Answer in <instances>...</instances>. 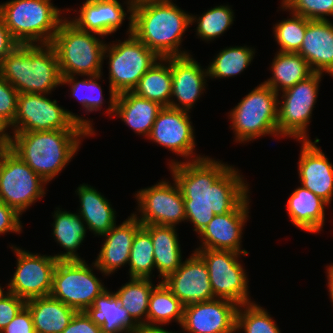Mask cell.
Masks as SVG:
<instances>
[{
  "instance_id": "obj_11",
  "label": "cell",
  "mask_w": 333,
  "mask_h": 333,
  "mask_svg": "<svg viewBox=\"0 0 333 333\" xmlns=\"http://www.w3.org/2000/svg\"><path fill=\"white\" fill-rule=\"evenodd\" d=\"M91 265L92 268L85 260H58L50 296L77 312L91 307L95 299L108 289L93 273V269L99 271L96 264L93 262Z\"/></svg>"
},
{
  "instance_id": "obj_8",
  "label": "cell",
  "mask_w": 333,
  "mask_h": 333,
  "mask_svg": "<svg viewBox=\"0 0 333 333\" xmlns=\"http://www.w3.org/2000/svg\"><path fill=\"white\" fill-rule=\"evenodd\" d=\"M227 114L236 143L262 136L278 137V94L263 82L249 92Z\"/></svg>"
},
{
  "instance_id": "obj_52",
  "label": "cell",
  "mask_w": 333,
  "mask_h": 333,
  "mask_svg": "<svg viewBox=\"0 0 333 333\" xmlns=\"http://www.w3.org/2000/svg\"><path fill=\"white\" fill-rule=\"evenodd\" d=\"M9 293H10L9 290H7V292L4 291L3 287H1V284H0V301H1L5 296H7Z\"/></svg>"
},
{
  "instance_id": "obj_20",
  "label": "cell",
  "mask_w": 333,
  "mask_h": 333,
  "mask_svg": "<svg viewBox=\"0 0 333 333\" xmlns=\"http://www.w3.org/2000/svg\"><path fill=\"white\" fill-rule=\"evenodd\" d=\"M171 73L172 94L169 107L191 112L206 89V79L209 78L207 66L206 69L203 68L191 54L171 57Z\"/></svg>"
},
{
  "instance_id": "obj_4",
  "label": "cell",
  "mask_w": 333,
  "mask_h": 333,
  "mask_svg": "<svg viewBox=\"0 0 333 333\" xmlns=\"http://www.w3.org/2000/svg\"><path fill=\"white\" fill-rule=\"evenodd\" d=\"M0 75L19 94H50L62 85L56 52L50 44H18L0 63Z\"/></svg>"
},
{
  "instance_id": "obj_22",
  "label": "cell",
  "mask_w": 333,
  "mask_h": 333,
  "mask_svg": "<svg viewBox=\"0 0 333 333\" xmlns=\"http://www.w3.org/2000/svg\"><path fill=\"white\" fill-rule=\"evenodd\" d=\"M125 1L123 5L126 4L127 9L118 0H86L80 10L74 9L78 16L68 17V20L78 29L106 37L122 26L127 14H133V7Z\"/></svg>"
},
{
  "instance_id": "obj_33",
  "label": "cell",
  "mask_w": 333,
  "mask_h": 333,
  "mask_svg": "<svg viewBox=\"0 0 333 333\" xmlns=\"http://www.w3.org/2000/svg\"><path fill=\"white\" fill-rule=\"evenodd\" d=\"M132 92L163 107H169L172 94L171 57L157 60Z\"/></svg>"
},
{
  "instance_id": "obj_27",
  "label": "cell",
  "mask_w": 333,
  "mask_h": 333,
  "mask_svg": "<svg viewBox=\"0 0 333 333\" xmlns=\"http://www.w3.org/2000/svg\"><path fill=\"white\" fill-rule=\"evenodd\" d=\"M159 103L137 96L132 91L117 94L114 117L117 116L136 134L148 137L159 111Z\"/></svg>"
},
{
  "instance_id": "obj_9",
  "label": "cell",
  "mask_w": 333,
  "mask_h": 333,
  "mask_svg": "<svg viewBox=\"0 0 333 333\" xmlns=\"http://www.w3.org/2000/svg\"><path fill=\"white\" fill-rule=\"evenodd\" d=\"M48 94H18L17 112L10 126L15 132L86 129L95 136L90 119L78 116L51 100Z\"/></svg>"
},
{
  "instance_id": "obj_50",
  "label": "cell",
  "mask_w": 333,
  "mask_h": 333,
  "mask_svg": "<svg viewBox=\"0 0 333 333\" xmlns=\"http://www.w3.org/2000/svg\"><path fill=\"white\" fill-rule=\"evenodd\" d=\"M133 333H177V332H173V331H169L167 329H165L162 326H148V325H144V326H139Z\"/></svg>"
},
{
  "instance_id": "obj_44",
  "label": "cell",
  "mask_w": 333,
  "mask_h": 333,
  "mask_svg": "<svg viewBox=\"0 0 333 333\" xmlns=\"http://www.w3.org/2000/svg\"><path fill=\"white\" fill-rule=\"evenodd\" d=\"M25 305V300L12 293L0 301V331L13 320Z\"/></svg>"
},
{
  "instance_id": "obj_48",
  "label": "cell",
  "mask_w": 333,
  "mask_h": 333,
  "mask_svg": "<svg viewBox=\"0 0 333 333\" xmlns=\"http://www.w3.org/2000/svg\"><path fill=\"white\" fill-rule=\"evenodd\" d=\"M18 45L0 17V63Z\"/></svg>"
},
{
  "instance_id": "obj_3",
  "label": "cell",
  "mask_w": 333,
  "mask_h": 333,
  "mask_svg": "<svg viewBox=\"0 0 333 333\" xmlns=\"http://www.w3.org/2000/svg\"><path fill=\"white\" fill-rule=\"evenodd\" d=\"M132 33L159 58L190 55L181 51L191 14L172 0L145 2L133 7Z\"/></svg>"
},
{
  "instance_id": "obj_30",
  "label": "cell",
  "mask_w": 333,
  "mask_h": 333,
  "mask_svg": "<svg viewBox=\"0 0 333 333\" xmlns=\"http://www.w3.org/2000/svg\"><path fill=\"white\" fill-rule=\"evenodd\" d=\"M54 211L53 216V232L52 235L60 247H63L66 252H59L60 254H54L53 256L57 260H84L77 253V249L82 245L87 226L83 222L78 213H72L69 211H63L59 207Z\"/></svg>"
},
{
  "instance_id": "obj_24",
  "label": "cell",
  "mask_w": 333,
  "mask_h": 333,
  "mask_svg": "<svg viewBox=\"0 0 333 333\" xmlns=\"http://www.w3.org/2000/svg\"><path fill=\"white\" fill-rule=\"evenodd\" d=\"M314 73L333 77V22L307 19L306 33L298 52Z\"/></svg>"
},
{
  "instance_id": "obj_10",
  "label": "cell",
  "mask_w": 333,
  "mask_h": 333,
  "mask_svg": "<svg viewBox=\"0 0 333 333\" xmlns=\"http://www.w3.org/2000/svg\"><path fill=\"white\" fill-rule=\"evenodd\" d=\"M45 182L7 145L0 147V200L22 215L46 194Z\"/></svg>"
},
{
  "instance_id": "obj_6",
  "label": "cell",
  "mask_w": 333,
  "mask_h": 333,
  "mask_svg": "<svg viewBox=\"0 0 333 333\" xmlns=\"http://www.w3.org/2000/svg\"><path fill=\"white\" fill-rule=\"evenodd\" d=\"M64 11L51 0H9L0 4V17L22 45L50 44L65 19Z\"/></svg>"
},
{
  "instance_id": "obj_35",
  "label": "cell",
  "mask_w": 333,
  "mask_h": 333,
  "mask_svg": "<svg viewBox=\"0 0 333 333\" xmlns=\"http://www.w3.org/2000/svg\"><path fill=\"white\" fill-rule=\"evenodd\" d=\"M184 305L170 291V289L160 282L153 288L147 313L148 326H165L171 321L177 322L181 326L183 321Z\"/></svg>"
},
{
  "instance_id": "obj_7",
  "label": "cell",
  "mask_w": 333,
  "mask_h": 333,
  "mask_svg": "<svg viewBox=\"0 0 333 333\" xmlns=\"http://www.w3.org/2000/svg\"><path fill=\"white\" fill-rule=\"evenodd\" d=\"M103 36L78 29L67 17L61 22L50 45L54 48L62 77L103 74L106 41Z\"/></svg>"
},
{
  "instance_id": "obj_40",
  "label": "cell",
  "mask_w": 333,
  "mask_h": 333,
  "mask_svg": "<svg viewBox=\"0 0 333 333\" xmlns=\"http://www.w3.org/2000/svg\"><path fill=\"white\" fill-rule=\"evenodd\" d=\"M244 333H281L269 312L256 302L238 307L236 315V332Z\"/></svg>"
},
{
  "instance_id": "obj_14",
  "label": "cell",
  "mask_w": 333,
  "mask_h": 333,
  "mask_svg": "<svg viewBox=\"0 0 333 333\" xmlns=\"http://www.w3.org/2000/svg\"><path fill=\"white\" fill-rule=\"evenodd\" d=\"M168 180L140 189L135 193L138 214L133 213L142 225L176 226L186 221L184 199L175 179ZM140 213V216H138Z\"/></svg>"
},
{
  "instance_id": "obj_38",
  "label": "cell",
  "mask_w": 333,
  "mask_h": 333,
  "mask_svg": "<svg viewBox=\"0 0 333 333\" xmlns=\"http://www.w3.org/2000/svg\"><path fill=\"white\" fill-rule=\"evenodd\" d=\"M128 266L130 278L152 279L155 270L154 246L150 233L143 226L135 234Z\"/></svg>"
},
{
  "instance_id": "obj_49",
  "label": "cell",
  "mask_w": 333,
  "mask_h": 333,
  "mask_svg": "<svg viewBox=\"0 0 333 333\" xmlns=\"http://www.w3.org/2000/svg\"><path fill=\"white\" fill-rule=\"evenodd\" d=\"M8 128L10 129V126L0 116V144H1V146L8 145L11 140L12 135H10V134L12 132H10V131L8 132L7 131V130H9Z\"/></svg>"
},
{
  "instance_id": "obj_43",
  "label": "cell",
  "mask_w": 333,
  "mask_h": 333,
  "mask_svg": "<svg viewBox=\"0 0 333 333\" xmlns=\"http://www.w3.org/2000/svg\"><path fill=\"white\" fill-rule=\"evenodd\" d=\"M18 91L0 75V116L11 126L17 112Z\"/></svg>"
},
{
  "instance_id": "obj_16",
  "label": "cell",
  "mask_w": 333,
  "mask_h": 333,
  "mask_svg": "<svg viewBox=\"0 0 333 333\" xmlns=\"http://www.w3.org/2000/svg\"><path fill=\"white\" fill-rule=\"evenodd\" d=\"M188 111L163 107L152 126L147 139L165 147L183 161H192L205 157L196 156L195 130Z\"/></svg>"
},
{
  "instance_id": "obj_12",
  "label": "cell",
  "mask_w": 333,
  "mask_h": 333,
  "mask_svg": "<svg viewBox=\"0 0 333 333\" xmlns=\"http://www.w3.org/2000/svg\"><path fill=\"white\" fill-rule=\"evenodd\" d=\"M323 73H313L306 80L278 95V134L296 141H311L308 126L318 97ZM281 97V99H279Z\"/></svg>"
},
{
  "instance_id": "obj_36",
  "label": "cell",
  "mask_w": 333,
  "mask_h": 333,
  "mask_svg": "<svg viewBox=\"0 0 333 333\" xmlns=\"http://www.w3.org/2000/svg\"><path fill=\"white\" fill-rule=\"evenodd\" d=\"M255 53V48L247 45L223 48L207 67L209 78L223 79L241 74L251 64Z\"/></svg>"
},
{
  "instance_id": "obj_15",
  "label": "cell",
  "mask_w": 333,
  "mask_h": 333,
  "mask_svg": "<svg viewBox=\"0 0 333 333\" xmlns=\"http://www.w3.org/2000/svg\"><path fill=\"white\" fill-rule=\"evenodd\" d=\"M9 247L17 257L15 272L6 286L9 292L25 301L50 296L58 260L53 255L35 254L14 245Z\"/></svg>"
},
{
  "instance_id": "obj_5",
  "label": "cell",
  "mask_w": 333,
  "mask_h": 333,
  "mask_svg": "<svg viewBox=\"0 0 333 333\" xmlns=\"http://www.w3.org/2000/svg\"><path fill=\"white\" fill-rule=\"evenodd\" d=\"M124 40L106 44L104 59H108L109 102L106 114L114 115L117 94L133 91L141 77L160 58L132 33V15Z\"/></svg>"
},
{
  "instance_id": "obj_17",
  "label": "cell",
  "mask_w": 333,
  "mask_h": 333,
  "mask_svg": "<svg viewBox=\"0 0 333 333\" xmlns=\"http://www.w3.org/2000/svg\"><path fill=\"white\" fill-rule=\"evenodd\" d=\"M238 307L218 298L186 305L180 327L184 333H236Z\"/></svg>"
},
{
  "instance_id": "obj_51",
  "label": "cell",
  "mask_w": 333,
  "mask_h": 333,
  "mask_svg": "<svg viewBox=\"0 0 333 333\" xmlns=\"http://www.w3.org/2000/svg\"><path fill=\"white\" fill-rule=\"evenodd\" d=\"M132 7L145 3V2H155V1H166V0H127Z\"/></svg>"
},
{
  "instance_id": "obj_25",
  "label": "cell",
  "mask_w": 333,
  "mask_h": 333,
  "mask_svg": "<svg viewBox=\"0 0 333 333\" xmlns=\"http://www.w3.org/2000/svg\"><path fill=\"white\" fill-rule=\"evenodd\" d=\"M292 224L307 233H320L325 225V209L329 204L307 188L298 186L286 202Z\"/></svg>"
},
{
  "instance_id": "obj_26",
  "label": "cell",
  "mask_w": 333,
  "mask_h": 333,
  "mask_svg": "<svg viewBox=\"0 0 333 333\" xmlns=\"http://www.w3.org/2000/svg\"><path fill=\"white\" fill-rule=\"evenodd\" d=\"M75 192L80 202L78 214L87 229L98 237L109 232L117 222L116 211L109 200L85 183L80 184Z\"/></svg>"
},
{
  "instance_id": "obj_28",
  "label": "cell",
  "mask_w": 333,
  "mask_h": 333,
  "mask_svg": "<svg viewBox=\"0 0 333 333\" xmlns=\"http://www.w3.org/2000/svg\"><path fill=\"white\" fill-rule=\"evenodd\" d=\"M102 333H133L139 326L119 304L114 292L106 290L84 311Z\"/></svg>"
},
{
  "instance_id": "obj_2",
  "label": "cell",
  "mask_w": 333,
  "mask_h": 333,
  "mask_svg": "<svg viewBox=\"0 0 333 333\" xmlns=\"http://www.w3.org/2000/svg\"><path fill=\"white\" fill-rule=\"evenodd\" d=\"M91 136L86 129L15 132L7 146L49 183L77 154L83 137Z\"/></svg>"
},
{
  "instance_id": "obj_46",
  "label": "cell",
  "mask_w": 333,
  "mask_h": 333,
  "mask_svg": "<svg viewBox=\"0 0 333 333\" xmlns=\"http://www.w3.org/2000/svg\"><path fill=\"white\" fill-rule=\"evenodd\" d=\"M0 333H35L33 318L25 305Z\"/></svg>"
},
{
  "instance_id": "obj_18",
  "label": "cell",
  "mask_w": 333,
  "mask_h": 333,
  "mask_svg": "<svg viewBox=\"0 0 333 333\" xmlns=\"http://www.w3.org/2000/svg\"><path fill=\"white\" fill-rule=\"evenodd\" d=\"M250 195L233 211L214 215L206 228L199 234L201 244L196 249H217L248 254L242 249L243 229L249 217Z\"/></svg>"
},
{
  "instance_id": "obj_1",
  "label": "cell",
  "mask_w": 333,
  "mask_h": 333,
  "mask_svg": "<svg viewBox=\"0 0 333 333\" xmlns=\"http://www.w3.org/2000/svg\"><path fill=\"white\" fill-rule=\"evenodd\" d=\"M169 170L184 199L186 222L198 235L214 215L233 211L250 194L239 169L209 156L192 160L171 159Z\"/></svg>"
},
{
  "instance_id": "obj_19",
  "label": "cell",
  "mask_w": 333,
  "mask_h": 333,
  "mask_svg": "<svg viewBox=\"0 0 333 333\" xmlns=\"http://www.w3.org/2000/svg\"><path fill=\"white\" fill-rule=\"evenodd\" d=\"M192 252L175 272L162 280L184 306L215 299L207 265Z\"/></svg>"
},
{
  "instance_id": "obj_39",
  "label": "cell",
  "mask_w": 333,
  "mask_h": 333,
  "mask_svg": "<svg viewBox=\"0 0 333 333\" xmlns=\"http://www.w3.org/2000/svg\"><path fill=\"white\" fill-rule=\"evenodd\" d=\"M103 74L89 76L83 80H78L77 75L62 77V85L70 86L71 96L82 105L86 113L101 111L105 103L102 88L99 82Z\"/></svg>"
},
{
  "instance_id": "obj_31",
  "label": "cell",
  "mask_w": 333,
  "mask_h": 333,
  "mask_svg": "<svg viewBox=\"0 0 333 333\" xmlns=\"http://www.w3.org/2000/svg\"><path fill=\"white\" fill-rule=\"evenodd\" d=\"M31 312L35 333H62L77 312L51 296L26 301Z\"/></svg>"
},
{
  "instance_id": "obj_23",
  "label": "cell",
  "mask_w": 333,
  "mask_h": 333,
  "mask_svg": "<svg viewBox=\"0 0 333 333\" xmlns=\"http://www.w3.org/2000/svg\"><path fill=\"white\" fill-rule=\"evenodd\" d=\"M141 227L132 213L120 225L115 224L109 232L101 235L104 242L94 263L103 276H110L128 264L135 234Z\"/></svg>"
},
{
  "instance_id": "obj_21",
  "label": "cell",
  "mask_w": 333,
  "mask_h": 333,
  "mask_svg": "<svg viewBox=\"0 0 333 333\" xmlns=\"http://www.w3.org/2000/svg\"><path fill=\"white\" fill-rule=\"evenodd\" d=\"M319 142L317 137L314 142L300 141L298 178L303 187L330 205L333 197V164L316 145Z\"/></svg>"
},
{
  "instance_id": "obj_47",
  "label": "cell",
  "mask_w": 333,
  "mask_h": 333,
  "mask_svg": "<svg viewBox=\"0 0 333 333\" xmlns=\"http://www.w3.org/2000/svg\"><path fill=\"white\" fill-rule=\"evenodd\" d=\"M62 333H102V331L101 326L96 325L84 311H78Z\"/></svg>"
},
{
  "instance_id": "obj_13",
  "label": "cell",
  "mask_w": 333,
  "mask_h": 333,
  "mask_svg": "<svg viewBox=\"0 0 333 333\" xmlns=\"http://www.w3.org/2000/svg\"><path fill=\"white\" fill-rule=\"evenodd\" d=\"M209 271L214 297L237 305L252 303L249 295L248 275L240 257L248 254L217 249H195Z\"/></svg>"
},
{
  "instance_id": "obj_37",
  "label": "cell",
  "mask_w": 333,
  "mask_h": 333,
  "mask_svg": "<svg viewBox=\"0 0 333 333\" xmlns=\"http://www.w3.org/2000/svg\"><path fill=\"white\" fill-rule=\"evenodd\" d=\"M234 10L229 5H219L208 9L202 15L191 14V25L197 23L196 35L205 42L215 40L225 33L235 21Z\"/></svg>"
},
{
  "instance_id": "obj_34",
  "label": "cell",
  "mask_w": 333,
  "mask_h": 333,
  "mask_svg": "<svg viewBox=\"0 0 333 333\" xmlns=\"http://www.w3.org/2000/svg\"><path fill=\"white\" fill-rule=\"evenodd\" d=\"M155 286L149 278H130L129 282L114 291L119 304L138 326L147 325L149 299Z\"/></svg>"
},
{
  "instance_id": "obj_42",
  "label": "cell",
  "mask_w": 333,
  "mask_h": 333,
  "mask_svg": "<svg viewBox=\"0 0 333 333\" xmlns=\"http://www.w3.org/2000/svg\"><path fill=\"white\" fill-rule=\"evenodd\" d=\"M280 9L309 20H329L333 16V0H282Z\"/></svg>"
},
{
  "instance_id": "obj_32",
  "label": "cell",
  "mask_w": 333,
  "mask_h": 333,
  "mask_svg": "<svg viewBox=\"0 0 333 333\" xmlns=\"http://www.w3.org/2000/svg\"><path fill=\"white\" fill-rule=\"evenodd\" d=\"M270 70L272 77L263 83L271 87L278 95L295 86L298 82L306 80L314 73L300 54L279 51L276 52L272 60Z\"/></svg>"
},
{
  "instance_id": "obj_41",
  "label": "cell",
  "mask_w": 333,
  "mask_h": 333,
  "mask_svg": "<svg viewBox=\"0 0 333 333\" xmlns=\"http://www.w3.org/2000/svg\"><path fill=\"white\" fill-rule=\"evenodd\" d=\"M290 18L273 25V35L280 46L279 52L298 53L306 33L307 18L289 13Z\"/></svg>"
},
{
  "instance_id": "obj_29",
  "label": "cell",
  "mask_w": 333,
  "mask_h": 333,
  "mask_svg": "<svg viewBox=\"0 0 333 333\" xmlns=\"http://www.w3.org/2000/svg\"><path fill=\"white\" fill-rule=\"evenodd\" d=\"M151 235L154 246L155 268L164 280L182 264V252L176 226L142 225Z\"/></svg>"
},
{
  "instance_id": "obj_45",
  "label": "cell",
  "mask_w": 333,
  "mask_h": 333,
  "mask_svg": "<svg viewBox=\"0 0 333 333\" xmlns=\"http://www.w3.org/2000/svg\"><path fill=\"white\" fill-rule=\"evenodd\" d=\"M20 217L13 208L0 200V235L8 232L20 234L23 228Z\"/></svg>"
}]
</instances>
